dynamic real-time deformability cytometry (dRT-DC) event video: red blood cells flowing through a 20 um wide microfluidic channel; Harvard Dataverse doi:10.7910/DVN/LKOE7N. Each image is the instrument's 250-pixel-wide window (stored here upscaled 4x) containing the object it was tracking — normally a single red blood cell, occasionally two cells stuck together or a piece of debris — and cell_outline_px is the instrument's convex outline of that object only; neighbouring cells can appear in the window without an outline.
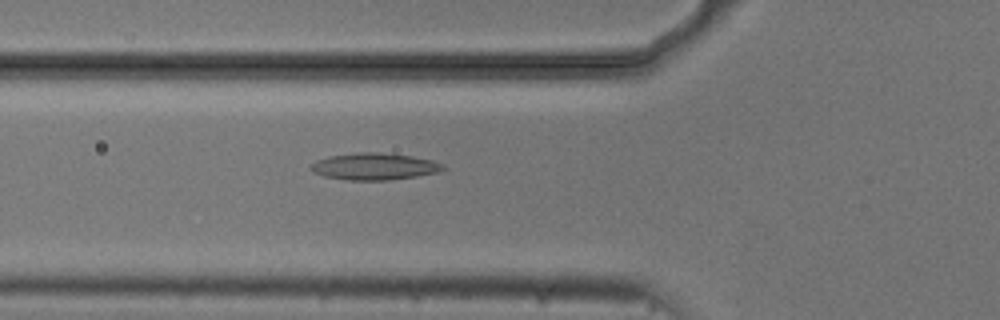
{"species": "common noctule bat (a hibernating species)", "species_latin": "Nyctalus noctula", "temperature_condition": "cold", "stored_images_in_passage": 41, "camera_frame_rate_fps": 3000, "um_per_image_px": 0.085, "animal": {"sex": "male", "body_mass_g": 20.5, "forearm_length_mm": 52.5}, "frame": {"image": 1, "passage_image": 6, "time_ms": 1.667, "image_size_px": [1000, 320], "cell_outline_px": [[448, 168], [440, 172], [416, 176], [388, 180], [344, 180], [324, 176], [308, 168], [316, 160], [328, 156], [356, 152], [376, 152], [412, 156], [432, 160], [444, 164]], "centroid_in_image_um": [31.85, 14.14], "position_along_channel_um": 94.0, "area_um2": 20.81}}
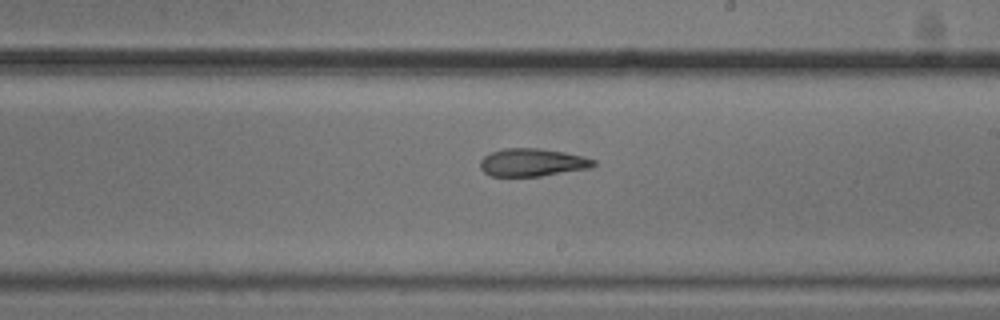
{"frame": {"image": 2, "passage_image": 18, "time_ms": 5.667, "image_size_px": [1000, 320], "cell_outline_px": [[596, 164], [588, 168], [540, 176], [488, 176], [480, 168], [480, 160], [484, 156], [492, 152], [504, 148], [536, 148], [564, 152], [596, 160]], "centroid_in_image_um": [45.2, 13.81], "position_along_channel_um": 243.8, "area_um2": 18.21}}
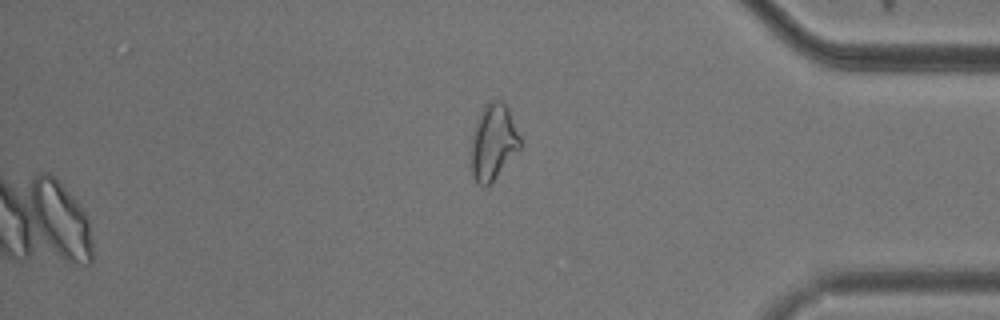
{"frame": {"image": 3, "passage_image": 32, "time_ms": 10.333, "image_size_px": [1000, 320], "cell_outline_px": [[524, 148], [488, 188], [484, 188], [472, 176], [472, 136], [476, 124], [488, 100], [500, 100], [508, 108], [520, 136]], "centroid_in_image_um": [42.0, 12.16], "position_along_channel_um": 393.2, "area_um2": 22.08}, "authors_computed_cell_mechanics": {"area_um2": 20.1722, "velocity_mm_per_s": 3.7245, "shape_relaxation_time_tau1_ms": null, "shape_relaxation_time_tau2_ms": 4.1606, "deformation_change_tau1": null, "deformation_change_tau2": 0.1209}}